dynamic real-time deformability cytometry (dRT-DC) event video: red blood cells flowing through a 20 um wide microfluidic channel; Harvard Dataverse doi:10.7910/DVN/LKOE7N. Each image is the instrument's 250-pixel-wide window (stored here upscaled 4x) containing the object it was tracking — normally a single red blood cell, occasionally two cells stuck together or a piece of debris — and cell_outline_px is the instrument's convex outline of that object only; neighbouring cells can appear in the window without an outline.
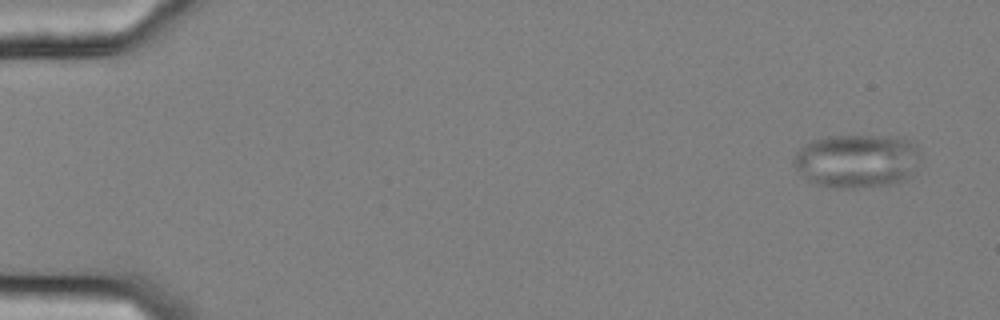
{"species": "common noctule bat (a hibernating species)", "species_latin": "Nyctalus noctula", "temperature_condition": "cold", "stored_images_in_passage": 12, "camera_frame_rate_fps": 3000, "um_per_image_px": 0.085, "animal": {"sex": "female", "body_mass_g": 25.1}, "frame": {"image": 1, "passage_image": 1, "time_ms": 0.0, "image_size_px": [1000, 320], "cell_outline_px": [[920, 156], [916, 172], [908, 180], [892, 184], [856, 188], [832, 188], [808, 184], [792, 164], [792, 160], [796, 152], [804, 144], [812, 140], [824, 136], [904, 136], [920, 152]], "centroid_in_image_um": [72.81, 13.7], "position_along_channel_um": 12.2, "area_um2": 40.81}}